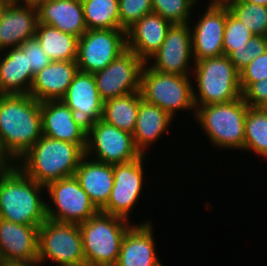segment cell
<instances>
[{"mask_svg": "<svg viewBox=\"0 0 267 266\" xmlns=\"http://www.w3.org/2000/svg\"><path fill=\"white\" fill-rule=\"evenodd\" d=\"M42 135L41 102L29 94H0V140L15 162Z\"/></svg>", "mask_w": 267, "mask_h": 266, "instance_id": "6da1fadb", "label": "cell"}, {"mask_svg": "<svg viewBox=\"0 0 267 266\" xmlns=\"http://www.w3.org/2000/svg\"><path fill=\"white\" fill-rule=\"evenodd\" d=\"M45 186L29 178L17 165L0 170V218L40 226L46 219Z\"/></svg>", "mask_w": 267, "mask_h": 266, "instance_id": "7a4b0ae2", "label": "cell"}, {"mask_svg": "<svg viewBox=\"0 0 267 266\" xmlns=\"http://www.w3.org/2000/svg\"><path fill=\"white\" fill-rule=\"evenodd\" d=\"M85 151L68 141L41 138L16 162L31 179L46 186L61 178L74 176Z\"/></svg>", "mask_w": 267, "mask_h": 266, "instance_id": "3957f363", "label": "cell"}, {"mask_svg": "<svg viewBox=\"0 0 267 266\" xmlns=\"http://www.w3.org/2000/svg\"><path fill=\"white\" fill-rule=\"evenodd\" d=\"M132 221L98 211L79 223L86 266H115Z\"/></svg>", "mask_w": 267, "mask_h": 266, "instance_id": "277c9868", "label": "cell"}, {"mask_svg": "<svg viewBox=\"0 0 267 266\" xmlns=\"http://www.w3.org/2000/svg\"><path fill=\"white\" fill-rule=\"evenodd\" d=\"M248 107L241 96L230 102L196 107L194 118L214 148L243 151Z\"/></svg>", "mask_w": 267, "mask_h": 266, "instance_id": "5b68a950", "label": "cell"}, {"mask_svg": "<svg viewBox=\"0 0 267 266\" xmlns=\"http://www.w3.org/2000/svg\"><path fill=\"white\" fill-rule=\"evenodd\" d=\"M194 63L192 76L197 83L193 85L195 107L230 102L242 96L239 72L227 55Z\"/></svg>", "mask_w": 267, "mask_h": 266, "instance_id": "8992f818", "label": "cell"}, {"mask_svg": "<svg viewBox=\"0 0 267 266\" xmlns=\"http://www.w3.org/2000/svg\"><path fill=\"white\" fill-rule=\"evenodd\" d=\"M192 79V76L160 73L145 63L140 76V93L144 101L162 108L173 118L182 110H192L195 114Z\"/></svg>", "mask_w": 267, "mask_h": 266, "instance_id": "52a82bcc", "label": "cell"}, {"mask_svg": "<svg viewBox=\"0 0 267 266\" xmlns=\"http://www.w3.org/2000/svg\"><path fill=\"white\" fill-rule=\"evenodd\" d=\"M55 266L86 265L79 225L46 219L39 227L38 265L47 261Z\"/></svg>", "mask_w": 267, "mask_h": 266, "instance_id": "ba28073f", "label": "cell"}, {"mask_svg": "<svg viewBox=\"0 0 267 266\" xmlns=\"http://www.w3.org/2000/svg\"><path fill=\"white\" fill-rule=\"evenodd\" d=\"M45 189L50 200V203L46 201L47 219L79 224L99 211L75 176L51 182L45 186Z\"/></svg>", "mask_w": 267, "mask_h": 266, "instance_id": "9c48e42d", "label": "cell"}, {"mask_svg": "<svg viewBox=\"0 0 267 266\" xmlns=\"http://www.w3.org/2000/svg\"><path fill=\"white\" fill-rule=\"evenodd\" d=\"M85 155L114 165L134 161L142 154L134 144L132 133L100 119L87 127Z\"/></svg>", "mask_w": 267, "mask_h": 266, "instance_id": "30bf717a", "label": "cell"}, {"mask_svg": "<svg viewBox=\"0 0 267 266\" xmlns=\"http://www.w3.org/2000/svg\"><path fill=\"white\" fill-rule=\"evenodd\" d=\"M126 50V31L123 29L87 30L78 39V69L94 74L106 68Z\"/></svg>", "mask_w": 267, "mask_h": 266, "instance_id": "8fae6325", "label": "cell"}, {"mask_svg": "<svg viewBox=\"0 0 267 266\" xmlns=\"http://www.w3.org/2000/svg\"><path fill=\"white\" fill-rule=\"evenodd\" d=\"M146 156L148 155L142 154L134 161L113 165L114 185L110 198L101 212L130 221V213L134 210L132 208L139 201L144 187Z\"/></svg>", "mask_w": 267, "mask_h": 266, "instance_id": "7c38bea8", "label": "cell"}, {"mask_svg": "<svg viewBox=\"0 0 267 266\" xmlns=\"http://www.w3.org/2000/svg\"><path fill=\"white\" fill-rule=\"evenodd\" d=\"M146 63L148 67L160 73L192 76L191 70L195 63L190 23L172 24L160 49Z\"/></svg>", "mask_w": 267, "mask_h": 266, "instance_id": "4fadbf2b", "label": "cell"}, {"mask_svg": "<svg viewBox=\"0 0 267 266\" xmlns=\"http://www.w3.org/2000/svg\"><path fill=\"white\" fill-rule=\"evenodd\" d=\"M145 63L128 49L106 68L93 74L101 100L140 91V76Z\"/></svg>", "mask_w": 267, "mask_h": 266, "instance_id": "5bb4252c", "label": "cell"}, {"mask_svg": "<svg viewBox=\"0 0 267 266\" xmlns=\"http://www.w3.org/2000/svg\"><path fill=\"white\" fill-rule=\"evenodd\" d=\"M201 17V18H200ZM226 23V5L223 1L210 0L208 7L194 27H191L194 62L224 55L223 36Z\"/></svg>", "mask_w": 267, "mask_h": 266, "instance_id": "9a60e30c", "label": "cell"}, {"mask_svg": "<svg viewBox=\"0 0 267 266\" xmlns=\"http://www.w3.org/2000/svg\"><path fill=\"white\" fill-rule=\"evenodd\" d=\"M41 117L44 136L78 144L85 151L87 126L62 100L41 102Z\"/></svg>", "mask_w": 267, "mask_h": 266, "instance_id": "2e32d148", "label": "cell"}, {"mask_svg": "<svg viewBox=\"0 0 267 266\" xmlns=\"http://www.w3.org/2000/svg\"><path fill=\"white\" fill-rule=\"evenodd\" d=\"M37 25L36 6L16 1L6 3L0 12V52L35 37Z\"/></svg>", "mask_w": 267, "mask_h": 266, "instance_id": "e0dca14e", "label": "cell"}, {"mask_svg": "<svg viewBox=\"0 0 267 266\" xmlns=\"http://www.w3.org/2000/svg\"><path fill=\"white\" fill-rule=\"evenodd\" d=\"M61 100L87 127L102 119L103 101L92 73L79 70Z\"/></svg>", "mask_w": 267, "mask_h": 266, "instance_id": "ac0fdd59", "label": "cell"}, {"mask_svg": "<svg viewBox=\"0 0 267 266\" xmlns=\"http://www.w3.org/2000/svg\"><path fill=\"white\" fill-rule=\"evenodd\" d=\"M39 227L0 218V253L5 261L37 262Z\"/></svg>", "mask_w": 267, "mask_h": 266, "instance_id": "d6986e66", "label": "cell"}, {"mask_svg": "<svg viewBox=\"0 0 267 266\" xmlns=\"http://www.w3.org/2000/svg\"><path fill=\"white\" fill-rule=\"evenodd\" d=\"M153 225H132L125 234L115 266H163L156 252Z\"/></svg>", "mask_w": 267, "mask_h": 266, "instance_id": "ffe728a7", "label": "cell"}, {"mask_svg": "<svg viewBox=\"0 0 267 266\" xmlns=\"http://www.w3.org/2000/svg\"><path fill=\"white\" fill-rule=\"evenodd\" d=\"M171 26L159 14L152 12L143 16L126 31L127 49L146 63L160 49Z\"/></svg>", "mask_w": 267, "mask_h": 266, "instance_id": "44dd1931", "label": "cell"}, {"mask_svg": "<svg viewBox=\"0 0 267 266\" xmlns=\"http://www.w3.org/2000/svg\"><path fill=\"white\" fill-rule=\"evenodd\" d=\"M78 71L76 61H52L34 75L29 95L39 102L61 100Z\"/></svg>", "mask_w": 267, "mask_h": 266, "instance_id": "7402d4cb", "label": "cell"}, {"mask_svg": "<svg viewBox=\"0 0 267 266\" xmlns=\"http://www.w3.org/2000/svg\"><path fill=\"white\" fill-rule=\"evenodd\" d=\"M38 24H47L80 38L88 29L81 0H47L37 6Z\"/></svg>", "mask_w": 267, "mask_h": 266, "instance_id": "603a6c76", "label": "cell"}, {"mask_svg": "<svg viewBox=\"0 0 267 266\" xmlns=\"http://www.w3.org/2000/svg\"><path fill=\"white\" fill-rule=\"evenodd\" d=\"M74 176L100 211L107 204L114 185L113 164L99 162L84 155Z\"/></svg>", "mask_w": 267, "mask_h": 266, "instance_id": "cb8c5ba5", "label": "cell"}, {"mask_svg": "<svg viewBox=\"0 0 267 266\" xmlns=\"http://www.w3.org/2000/svg\"><path fill=\"white\" fill-rule=\"evenodd\" d=\"M5 53V54H3ZM34 75L27 55L20 47L7 48L0 54V94H29Z\"/></svg>", "mask_w": 267, "mask_h": 266, "instance_id": "d4e9b609", "label": "cell"}, {"mask_svg": "<svg viewBox=\"0 0 267 266\" xmlns=\"http://www.w3.org/2000/svg\"><path fill=\"white\" fill-rule=\"evenodd\" d=\"M173 119L162 108L147 103L143 99L140 101L136 127L132 135L134 144L141 154L145 155V150L159 138L161 139L165 131H169L168 128L171 127Z\"/></svg>", "mask_w": 267, "mask_h": 266, "instance_id": "484cf974", "label": "cell"}, {"mask_svg": "<svg viewBox=\"0 0 267 266\" xmlns=\"http://www.w3.org/2000/svg\"><path fill=\"white\" fill-rule=\"evenodd\" d=\"M35 37L52 61H76L78 37L47 24H38Z\"/></svg>", "mask_w": 267, "mask_h": 266, "instance_id": "4316f807", "label": "cell"}, {"mask_svg": "<svg viewBox=\"0 0 267 266\" xmlns=\"http://www.w3.org/2000/svg\"><path fill=\"white\" fill-rule=\"evenodd\" d=\"M141 100L140 91H136L104 101L102 120L133 134Z\"/></svg>", "mask_w": 267, "mask_h": 266, "instance_id": "83f0119b", "label": "cell"}, {"mask_svg": "<svg viewBox=\"0 0 267 266\" xmlns=\"http://www.w3.org/2000/svg\"><path fill=\"white\" fill-rule=\"evenodd\" d=\"M88 30L120 29L118 0H81Z\"/></svg>", "mask_w": 267, "mask_h": 266, "instance_id": "f1b7e54d", "label": "cell"}, {"mask_svg": "<svg viewBox=\"0 0 267 266\" xmlns=\"http://www.w3.org/2000/svg\"><path fill=\"white\" fill-rule=\"evenodd\" d=\"M243 150L253 151L267 159V108L248 107Z\"/></svg>", "mask_w": 267, "mask_h": 266, "instance_id": "f546056e", "label": "cell"}, {"mask_svg": "<svg viewBox=\"0 0 267 266\" xmlns=\"http://www.w3.org/2000/svg\"><path fill=\"white\" fill-rule=\"evenodd\" d=\"M229 11L239 19L253 35L267 37V7L237 0H222Z\"/></svg>", "mask_w": 267, "mask_h": 266, "instance_id": "4dcf8cb0", "label": "cell"}, {"mask_svg": "<svg viewBox=\"0 0 267 266\" xmlns=\"http://www.w3.org/2000/svg\"><path fill=\"white\" fill-rule=\"evenodd\" d=\"M199 0H152L153 13L159 14L171 24L190 23L192 9ZM195 7V8H194ZM191 14V15H190Z\"/></svg>", "mask_w": 267, "mask_h": 266, "instance_id": "1f68e13d", "label": "cell"}, {"mask_svg": "<svg viewBox=\"0 0 267 266\" xmlns=\"http://www.w3.org/2000/svg\"><path fill=\"white\" fill-rule=\"evenodd\" d=\"M253 33L226 6L225 33L223 36L224 55L229 56L235 49L247 46Z\"/></svg>", "mask_w": 267, "mask_h": 266, "instance_id": "d6a6232c", "label": "cell"}, {"mask_svg": "<svg viewBox=\"0 0 267 266\" xmlns=\"http://www.w3.org/2000/svg\"><path fill=\"white\" fill-rule=\"evenodd\" d=\"M120 29L127 31L143 16L153 12L152 0H118Z\"/></svg>", "mask_w": 267, "mask_h": 266, "instance_id": "836d02e7", "label": "cell"}, {"mask_svg": "<svg viewBox=\"0 0 267 266\" xmlns=\"http://www.w3.org/2000/svg\"><path fill=\"white\" fill-rule=\"evenodd\" d=\"M267 50V37L253 35L247 43V46L241 49H235L228 57L235 69L240 72L253 59L260 56Z\"/></svg>", "mask_w": 267, "mask_h": 266, "instance_id": "e575fe53", "label": "cell"}, {"mask_svg": "<svg viewBox=\"0 0 267 266\" xmlns=\"http://www.w3.org/2000/svg\"><path fill=\"white\" fill-rule=\"evenodd\" d=\"M267 78V50L253 59L239 72V84L243 92L251 83Z\"/></svg>", "mask_w": 267, "mask_h": 266, "instance_id": "d590c367", "label": "cell"}, {"mask_svg": "<svg viewBox=\"0 0 267 266\" xmlns=\"http://www.w3.org/2000/svg\"><path fill=\"white\" fill-rule=\"evenodd\" d=\"M19 47L26 53L28 67L31 68L33 75H36L52 62L40 46L36 37L23 41Z\"/></svg>", "mask_w": 267, "mask_h": 266, "instance_id": "8d00e7d4", "label": "cell"}, {"mask_svg": "<svg viewBox=\"0 0 267 266\" xmlns=\"http://www.w3.org/2000/svg\"><path fill=\"white\" fill-rule=\"evenodd\" d=\"M242 98L250 107L267 108V78L251 83L242 92Z\"/></svg>", "mask_w": 267, "mask_h": 266, "instance_id": "74e56055", "label": "cell"}, {"mask_svg": "<svg viewBox=\"0 0 267 266\" xmlns=\"http://www.w3.org/2000/svg\"><path fill=\"white\" fill-rule=\"evenodd\" d=\"M15 165L16 162L6 153L0 140V170L9 169Z\"/></svg>", "mask_w": 267, "mask_h": 266, "instance_id": "f35d334b", "label": "cell"}, {"mask_svg": "<svg viewBox=\"0 0 267 266\" xmlns=\"http://www.w3.org/2000/svg\"><path fill=\"white\" fill-rule=\"evenodd\" d=\"M0 266H39L38 262H17L3 260Z\"/></svg>", "mask_w": 267, "mask_h": 266, "instance_id": "ab89813d", "label": "cell"}, {"mask_svg": "<svg viewBox=\"0 0 267 266\" xmlns=\"http://www.w3.org/2000/svg\"><path fill=\"white\" fill-rule=\"evenodd\" d=\"M19 3L37 6L39 3L47 0H14Z\"/></svg>", "mask_w": 267, "mask_h": 266, "instance_id": "60d3db41", "label": "cell"}, {"mask_svg": "<svg viewBox=\"0 0 267 266\" xmlns=\"http://www.w3.org/2000/svg\"><path fill=\"white\" fill-rule=\"evenodd\" d=\"M240 2H249V3H253V4H257V5H261V6H266L267 7V0H237Z\"/></svg>", "mask_w": 267, "mask_h": 266, "instance_id": "b9f144b4", "label": "cell"}, {"mask_svg": "<svg viewBox=\"0 0 267 266\" xmlns=\"http://www.w3.org/2000/svg\"><path fill=\"white\" fill-rule=\"evenodd\" d=\"M14 0H0V3H9V2H12Z\"/></svg>", "mask_w": 267, "mask_h": 266, "instance_id": "7bdbcfd3", "label": "cell"}, {"mask_svg": "<svg viewBox=\"0 0 267 266\" xmlns=\"http://www.w3.org/2000/svg\"><path fill=\"white\" fill-rule=\"evenodd\" d=\"M6 3H0V12L3 9V7L5 6Z\"/></svg>", "mask_w": 267, "mask_h": 266, "instance_id": "ee69618b", "label": "cell"}, {"mask_svg": "<svg viewBox=\"0 0 267 266\" xmlns=\"http://www.w3.org/2000/svg\"><path fill=\"white\" fill-rule=\"evenodd\" d=\"M2 261H3V259H2L1 253H0V264H1Z\"/></svg>", "mask_w": 267, "mask_h": 266, "instance_id": "f6af8a7d", "label": "cell"}]
</instances>
